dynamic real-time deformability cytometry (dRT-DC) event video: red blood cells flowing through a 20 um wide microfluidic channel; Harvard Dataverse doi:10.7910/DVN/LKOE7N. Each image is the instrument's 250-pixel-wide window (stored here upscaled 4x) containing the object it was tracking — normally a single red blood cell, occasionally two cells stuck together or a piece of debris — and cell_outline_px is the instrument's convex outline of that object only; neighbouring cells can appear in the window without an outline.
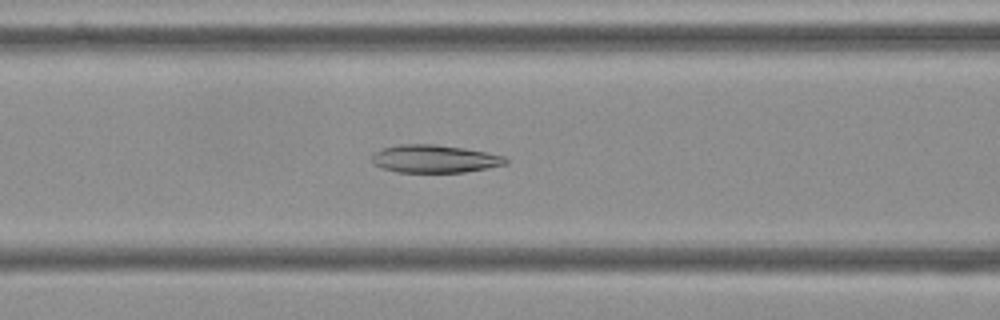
{"species": "Egyptian fruit bat (a non-hibernating species)", "species_latin": "Rousettus aegyptiacus", "temperature_condition": "cold", "stored_images_in_passage": 56, "camera_frame_rate_fps": 3000, "um_per_image_px": 0.085, "frame": {"image": 1, "passage_image": 23, "time_ms": 7.333, "image_size_px": [1000, 320], "cell_outline_px": [[508, 164], [488, 168], [464, 172], [396, 172], [384, 168], [376, 164], [372, 160], [372, 156], [376, 152], [384, 148], [400, 144], [436, 144], [464, 148], [504, 156], [508, 160]], "centroid_in_image_um": [36.98, 13.5], "position_along_channel_um": 129.6, "area_um2": 21.5}}
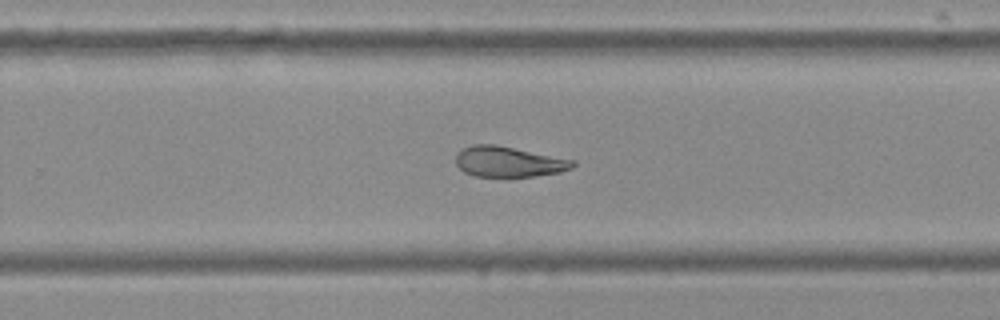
{"frame": {"image": 2, "passage_image": 36, "time_ms": 11.667, "image_size_px": [1000, 320], "cell_outline_px": [[576, 164], [572, 168], [560, 172], [536, 176], [476, 176], [464, 172], [456, 164], [456, 156], [464, 148], [472, 144], [496, 144], [576, 160]], "centroid_in_image_um": [43.27, 13.74], "position_along_channel_um": 286.5, "area_um2": 20.75}}
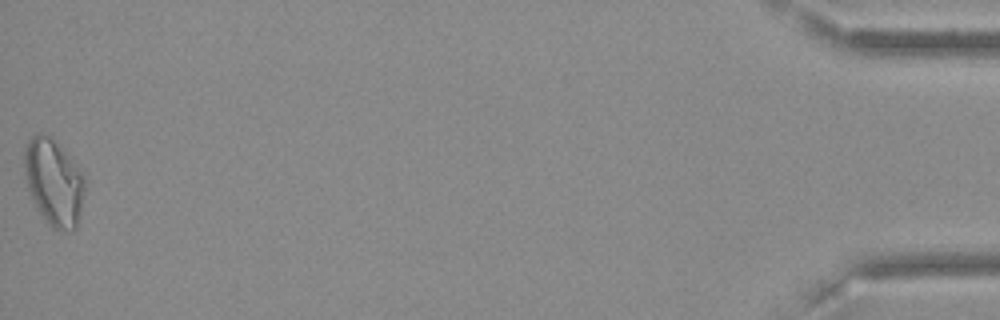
{"frame": {"image": 3, "passage_image": 56, "time_ms": 18.333, "image_size_px": [1000, 320], "cell_outline_px": [[84, 188], [76, 228], [72, 232], [60, 232], [52, 228], [48, 224], [36, 208], [28, 188], [24, 172], [24, 148], [28, 140], [32, 136], [40, 132], [48, 136], [84, 172]], "centroid_in_image_um": [4.55, 15.53], "position_along_channel_um": 430.6, "area_um2": 30.29}, "authors_computed_cell_mechanics": {"area_um2": 24.276, "velocity_mm_per_s": 3.6244, "shape_relaxation_time_tau1_ms": 8.1014, "shape_relaxation_time_tau2_ms": 5.0059, "deformation_change_tau1": 0.1595, "deformation_change_tau2": 0.089}}